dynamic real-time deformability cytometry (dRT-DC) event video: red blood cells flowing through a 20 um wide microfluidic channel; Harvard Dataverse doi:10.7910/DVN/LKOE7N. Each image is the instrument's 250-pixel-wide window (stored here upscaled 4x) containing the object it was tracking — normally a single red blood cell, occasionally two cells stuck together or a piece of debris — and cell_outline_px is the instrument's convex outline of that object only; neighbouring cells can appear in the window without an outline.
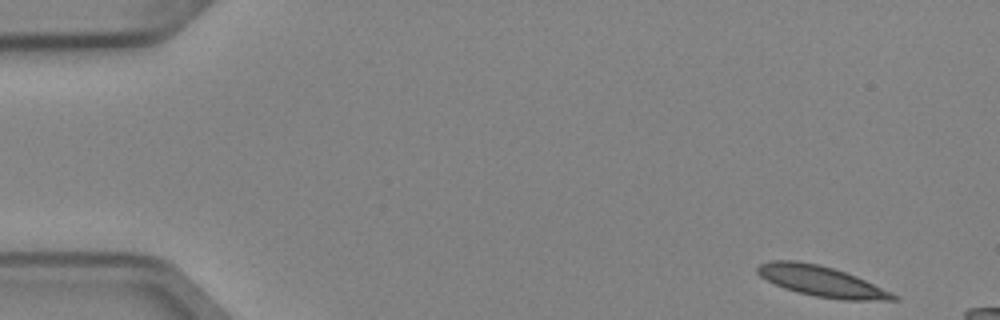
{"species": "Egyptian fruit bat (a non-hibernating species)", "species_latin": "Rousettus aegyptiacus", "temperature_condition": "cold", "stored_images_in_passage": 3, "camera_frame_rate_fps": 3000, "um_per_image_px": 0.085, "animal": {"sex": "female"}, "frame": {"image": 1, "passage_image": 1, "time_ms": 0.0, "image_size_px": [1000, 320], "cell_outline_px": [[900, 300], [840, 300], [816, 296], [784, 288], [760, 276], [756, 272], [756, 268], [760, 264], [768, 260], [796, 260], [820, 264], [856, 276], [900, 296]], "centroid_in_image_um": [69.83, 23.9], "position_along_channel_um": 15.2, "area_um2": 24.04}}